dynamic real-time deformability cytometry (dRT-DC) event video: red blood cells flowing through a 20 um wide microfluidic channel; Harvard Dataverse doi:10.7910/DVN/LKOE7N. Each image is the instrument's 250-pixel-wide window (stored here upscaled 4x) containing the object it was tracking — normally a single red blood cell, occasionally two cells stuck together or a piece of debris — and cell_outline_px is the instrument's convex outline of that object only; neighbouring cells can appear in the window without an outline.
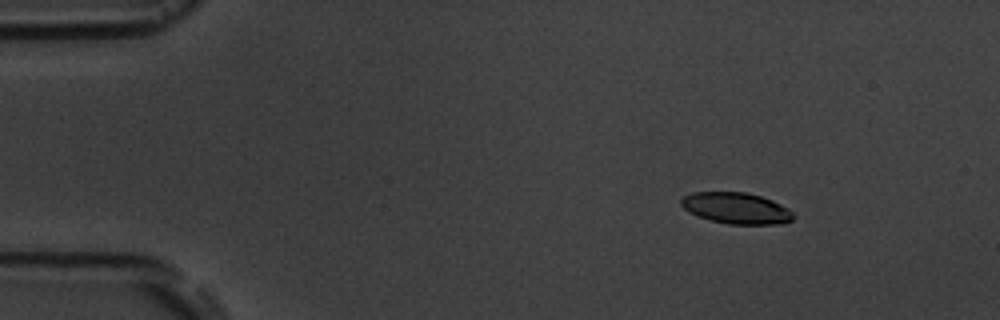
{"species": "common noctule bat (a hibernating species)", "species_latin": "Nyctalus noctula", "temperature_condition": "room temperature", "stored_images_in_passage": 9, "camera_frame_rate_fps": 3000, "um_per_image_px": 0.085, "animal": {"sex": "male", "body_mass_g": 19.5, "forearm_length_mm": 54.6}, "frame": {"image": 1, "passage_image": 1, "time_ms": 0.0, "image_size_px": [1000, 320], "cell_outline_px": [[792, 220], [776, 224], [728, 224], [712, 220], [688, 212], [680, 204], [680, 200], [684, 196], [692, 192], [748, 192], [772, 200], [788, 208], [792, 212]], "centroid_in_image_um": [62.56, 17.68], "position_along_channel_um": 22.4, "area_um2": 20.23}}
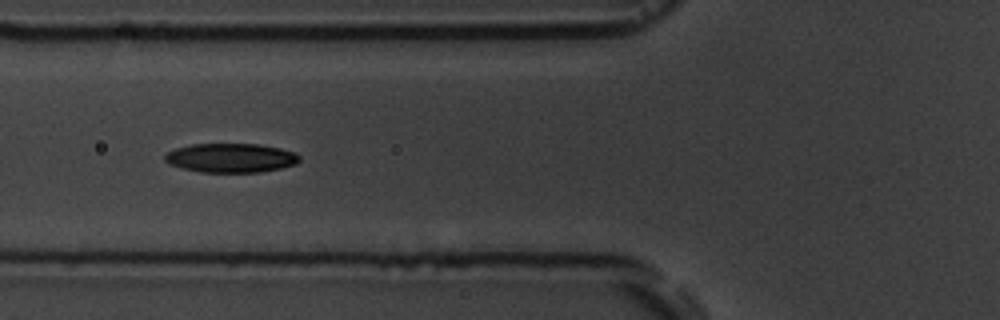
{"frame": {"image": 2, "passage_image": 5, "time_ms": 4.667, "image_size_px": [1000, 320], "cell_outline_px": [[300, 160], [296, 164], [280, 168], [260, 172], [200, 172], [168, 164], [164, 160], [164, 156], [168, 152], [176, 148], [192, 144], [256, 144], [280, 148], [296, 152], [300, 156]], "centroid_in_image_um": [19.64, 13.42], "position_along_channel_um": 106.2, "area_um2": 22.83}}
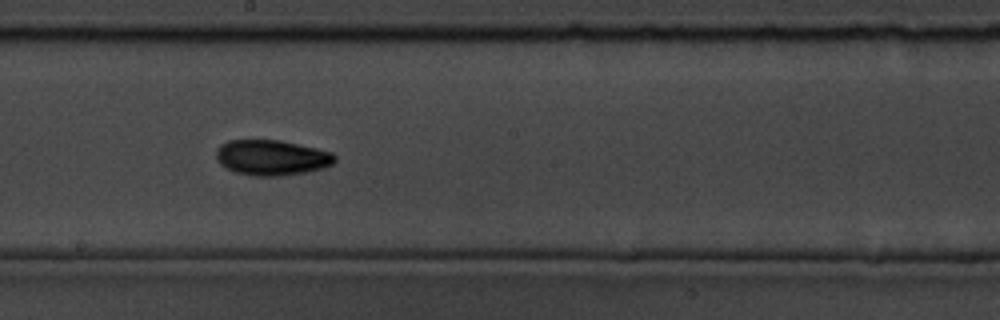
{"frame": {"image": 3, "passage_image": 8, "time_ms": 8.0, "image_size_px": [1000, 320], "cell_outline_px": [[336, 160], [332, 164], [324, 168], [304, 172], [280, 176], [252, 176], [236, 172], [224, 168], [216, 160], [216, 148], [220, 144], [228, 140], [280, 140], [316, 148], [332, 152], [336, 156]], "centroid_in_image_um": [23.06, 13.39], "position_along_channel_um": 225.1, "area_um2": 24.68}}